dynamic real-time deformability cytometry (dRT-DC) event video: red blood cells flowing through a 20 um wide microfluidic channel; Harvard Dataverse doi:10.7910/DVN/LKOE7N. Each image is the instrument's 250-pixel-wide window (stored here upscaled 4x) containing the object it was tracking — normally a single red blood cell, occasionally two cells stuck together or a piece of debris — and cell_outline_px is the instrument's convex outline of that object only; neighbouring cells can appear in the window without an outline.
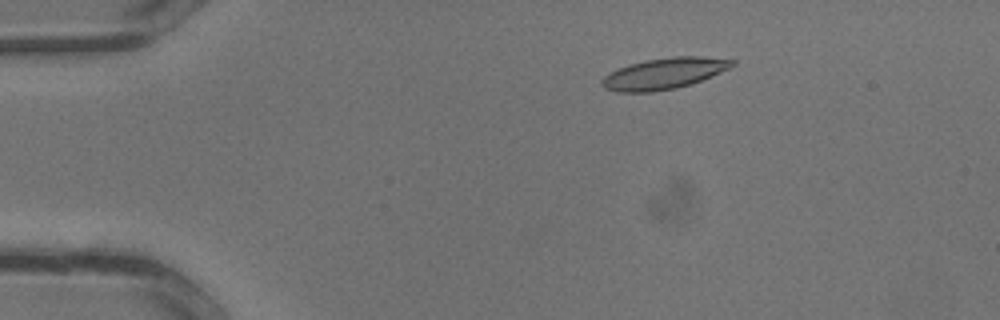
{"species": "common noctule bat (a hibernating species)", "species_latin": "Nyctalus noctula", "temperature_condition": "warm", "stored_images_in_passage": 33, "camera_frame_rate_fps": 3000, "um_per_image_px": 0.085, "animal": {"sex": "male", "body_mass_g": 13.3}, "frame": {"image": 1, "passage_image": 6, "time_ms": 1.667, "image_size_px": [1000, 320], "cell_outline_px": [[736, 64], [712, 76], [692, 84], [676, 88], [652, 92], [616, 92], [604, 88], [600, 84], [600, 80], [604, 76], [628, 64], [644, 60], [672, 56], [700, 56], [736, 60]], "centroid_in_image_um": [56.43, 6.25], "position_along_channel_um": 28.6, "area_um2": 23.76}}
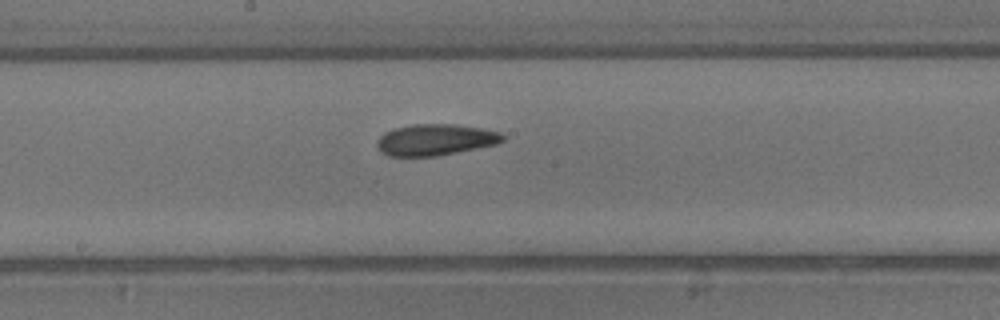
{"frame": {"image": 2, "passage_image": 18, "time_ms": 5.667, "image_size_px": [1000, 320], "cell_outline_px": [[504, 140], [496, 144], [436, 156], [388, 156], [380, 152], [376, 148], [376, 140], [384, 132], [396, 128], [412, 124], [456, 124], [480, 128], [500, 132], [504, 136]], "centroid_in_image_um": [36.95, 11.88], "position_along_channel_um": 211.2, "area_um2": 22.95}}
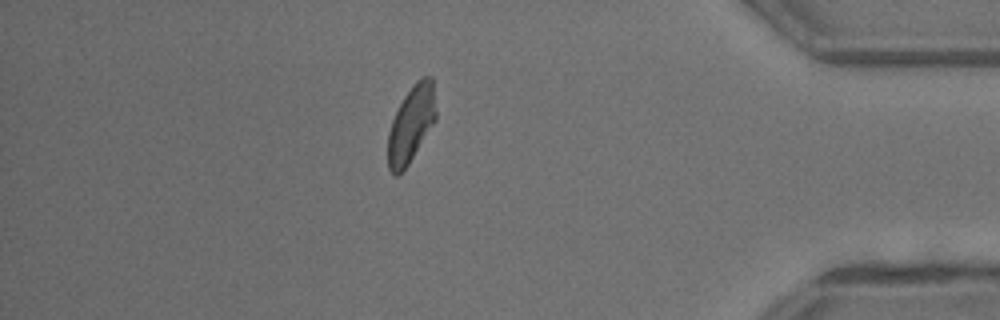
{"frame": {"image": 3, "passage_image": 29, "time_ms": 9.333, "image_size_px": [1000, 320], "cell_outline_px": [[436, 120], [408, 164], [396, 176], [388, 168], [388, 132], [392, 120], [404, 96], [416, 80], [420, 76], [432, 76], [436, 112]], "centroid_in_image_um": [34.95, 10.51], "position_along_channel_um": 400.2, "area_um2": 21.21}}